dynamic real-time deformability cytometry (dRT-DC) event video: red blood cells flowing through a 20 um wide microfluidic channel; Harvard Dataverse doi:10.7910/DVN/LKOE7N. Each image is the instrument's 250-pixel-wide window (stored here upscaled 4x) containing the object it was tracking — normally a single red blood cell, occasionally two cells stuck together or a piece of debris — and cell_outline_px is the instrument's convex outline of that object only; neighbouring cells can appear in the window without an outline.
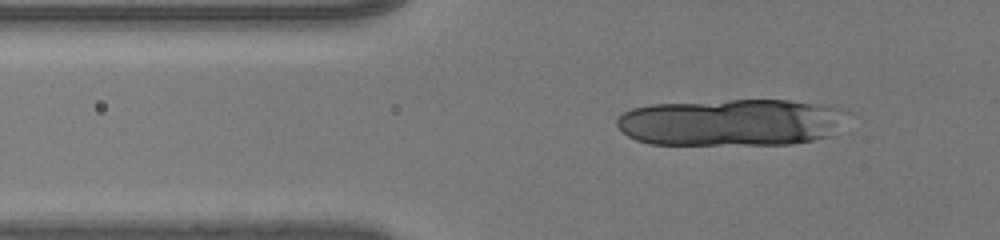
{"species": "human", "species_latin": "Homo sapiens", "temperature_condition": "room temperature", "stored_images_in_passage": 19, "camera_frame_rate_fps": 3000, "um_per_image_px": 0.085, "donor": {"sex": "male"}, "frame": {"image": 1, "passage_image": 14, "time_ms": 4.333, "image_size_px": [1000, 240], "cell_outline_px": [[840, 112], [832, 136], [792, 144], [652, 144], [636, 140], [628, 136], [616, 124], [616, 120], [624, 112], [632, 108], [652, 104], [728, 100], [788, 100], [824, 104], [840, 108]], "centroid_in_image_um": [62.05, 10.4], "position_along_channel_um": 63.7, "area_um2": 62.42}}